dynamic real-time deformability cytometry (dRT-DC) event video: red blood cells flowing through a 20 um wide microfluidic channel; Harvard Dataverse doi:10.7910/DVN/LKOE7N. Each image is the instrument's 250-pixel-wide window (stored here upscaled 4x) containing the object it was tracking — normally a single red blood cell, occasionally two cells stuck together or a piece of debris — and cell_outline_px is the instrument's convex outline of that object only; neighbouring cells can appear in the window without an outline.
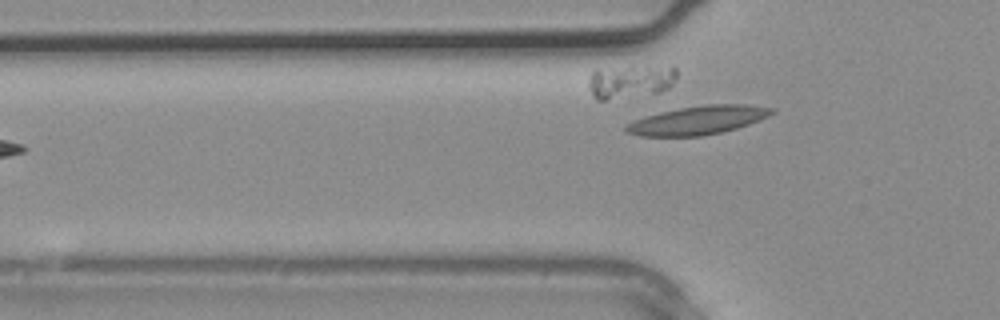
{"species": "common noctule bat (a hibernating species)", "species_latin": "Nyctalus noctula", "temperature_condition": "warm", "stored_images_in_passage": 3, "camera_frame_rate_fps": 3000, "um_per_image_px": 0.085, "animal": {"sex": "male", "body_mass_g": 20.4}, "frame": {"image": 1, "passage_image": 3, "time_ms": 0.667, "image_size_px": [1000, 320], "cell_outline_px": [[776, 112], [768, 116], [748, 124], [736, 128], [720, 132], [700, 136], [640, 136], [628, 132], [624, 128], [624, 124], [660, 112], [680, 108], [708, 104], [744, 104], [776, 108]], "centroid_in_image_um": [59.35, 10.21], "position_along_channel_um": 66.4, "area_um2": 23.99}}